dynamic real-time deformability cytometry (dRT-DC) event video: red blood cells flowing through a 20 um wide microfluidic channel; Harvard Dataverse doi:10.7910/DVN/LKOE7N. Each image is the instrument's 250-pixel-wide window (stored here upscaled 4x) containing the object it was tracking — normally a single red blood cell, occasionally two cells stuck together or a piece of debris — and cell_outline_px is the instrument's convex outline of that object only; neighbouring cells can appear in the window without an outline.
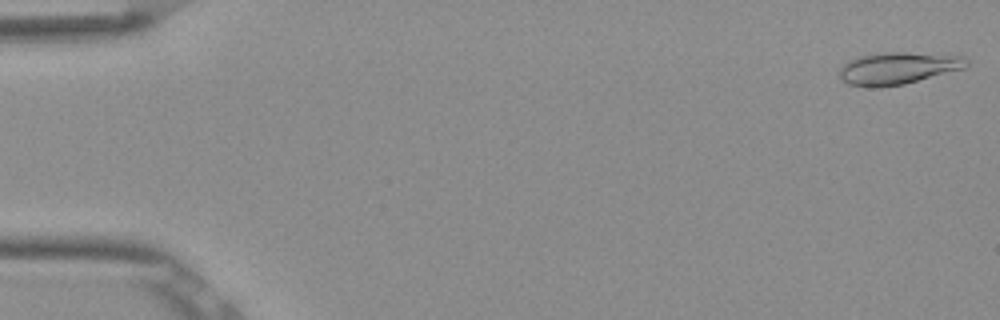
{"species": "Egyptian fruit bat (a non-hibernating species)", "species_latin": "Rousettus aegyptiacus", "temperature_condition": "room temperature", "stored_images_in_passage": 52, "camera_frame_rate_fps": 3000, "um_per_image_px": 0.085, "frame": {"image": 1, "passage_image": 1, "time_ms": 0.0, "image_size_px": [1000, 320], "cell_outline_px": [[968, 64], [964, 68], [904, 84], [880, 88], [848, 84], [840, 80], [840, 68], [848, 60], [860, 56], [880, 52], [904, 52], [964, 56], [968, 60]], "centroid_in_image_um": [76.3, 5.8], "position_along_channel_um": 8.7, "area_um2": 23.76}}
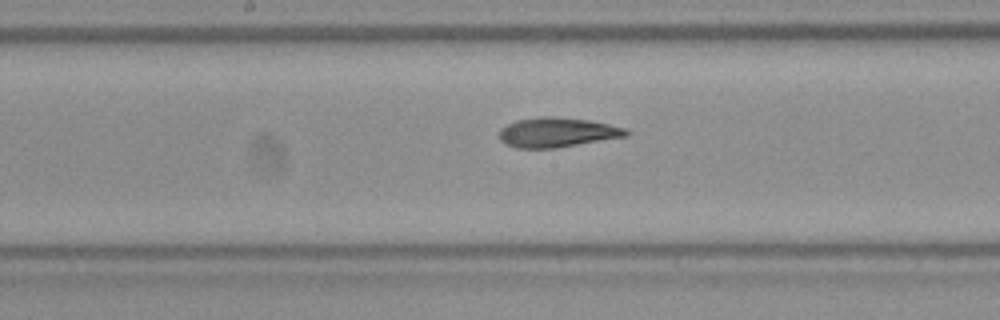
{"frame": {"image": 2, "passage_image": 27, "time_ms": 8.667, "image_size_px": [1000, 320], "cell_outline_px": [[628, 136], [556, 148], [516, 148], [504, 144], [500, 140], [500, 128], [516, 120], [540, 116], [552, 116], [592, 120], [628, 128]], "centroid_in_image_um": [47.37, 11.24], "position_along_channel_um": 200.8, "area_um2": 22.2}}
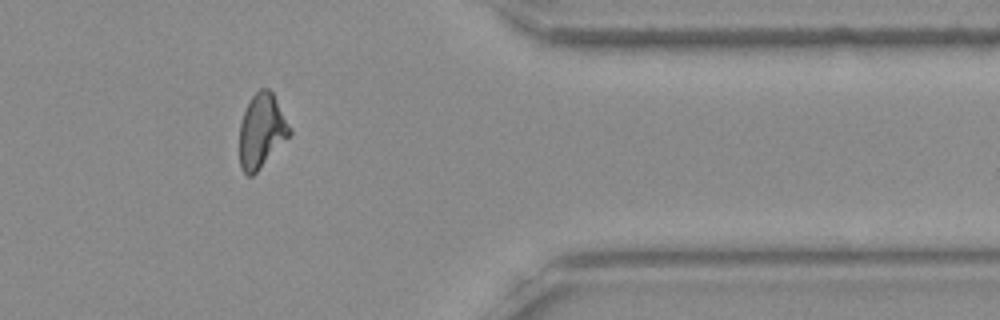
{"frame": {"image": 3, "passage_image": 43, "time_ms": 14.0, "image_size_px": [1000, 320], "cell_outline_px": [[292, 132], [256, 172], [252, 176], [248, 176], [240, 168], [240, 124], [248, 100], [260, 88], [268, 88], [272, 92], [292, 128]], "centroid_in_image_um": [22.23, 11.1], "position_along_channel_um": 389.2, "area_um2": 21.39}, "authors_computed_cell_mechanics": {"area_um2": 22.1663, "velocity_mm_per_s": 3.8773, "shape_relaxation_time_tau1_ms": null, "shape_relaxation_time_tau2_ms": 2.9314, "deformation_change_tau1": null, "deformation_change_tau2": 0.0952}}